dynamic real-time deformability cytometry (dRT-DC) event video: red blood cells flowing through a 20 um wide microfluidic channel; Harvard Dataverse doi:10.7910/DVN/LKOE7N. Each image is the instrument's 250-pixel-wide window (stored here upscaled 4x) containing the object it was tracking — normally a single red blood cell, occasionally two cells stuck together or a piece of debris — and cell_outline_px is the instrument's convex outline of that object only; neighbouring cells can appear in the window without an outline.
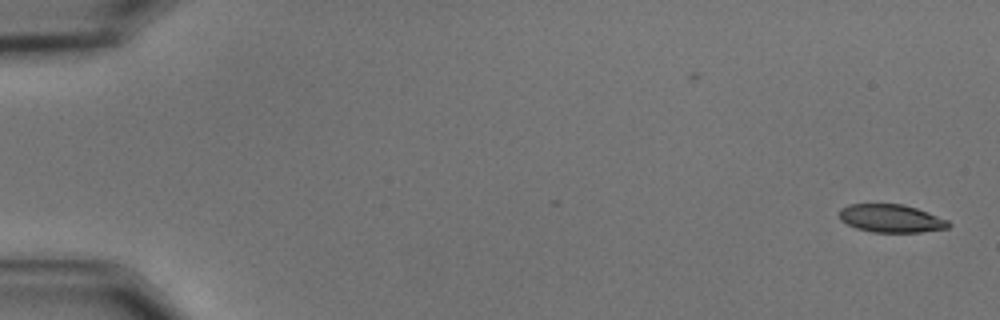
{"species": "common noctule bat (a hibernating species)", "species_latin": "Nyctalus noctula", "temperature_condition": "cold", "stored_images_in_passage": 57, "camera_frame_rate_fps": 3000, "um_per_image_px": 0.085, "animal": {"sex": "male", "body_mass_g": 15.6}, "frame": {"image": 1, "passage_image": 1, "time_ms": 0.0, "image_size_px": [1000, 320], "cell_outline_px": [[952, 224], [948, 228], [920, 232], [872, 232], [856, 228], [840, 220], [840, 208], [848, 204], [904, 204], [928, 212], [948, 220]], "centroid_in_image_um": [75.75, 18.56], "position_along_channel_um": 9.3, "area_um2": 17.86}}
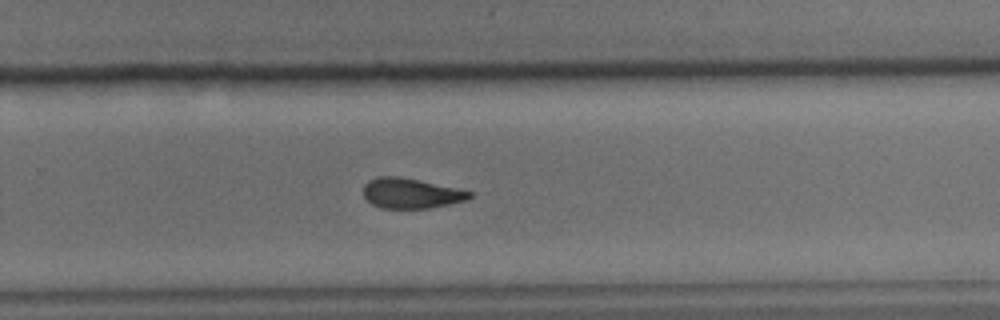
{"frame": {"image": 2, "passage_image": 38, "time_ms": 12.333, "image_size_px": [1000, 320], "cell_outline_px": [[472, 196], [468, 200], [428, 208], [380, 208], [372, 204], [364, 196], [364, 184], [368, 180], [380, 176], [400, 176], [420, 180], [456, 188], [472, 192]], "centroid_in_image_um": [34.92, 16.42], "position_along_channel_um": 294.9, "area_um2": 18.61}}
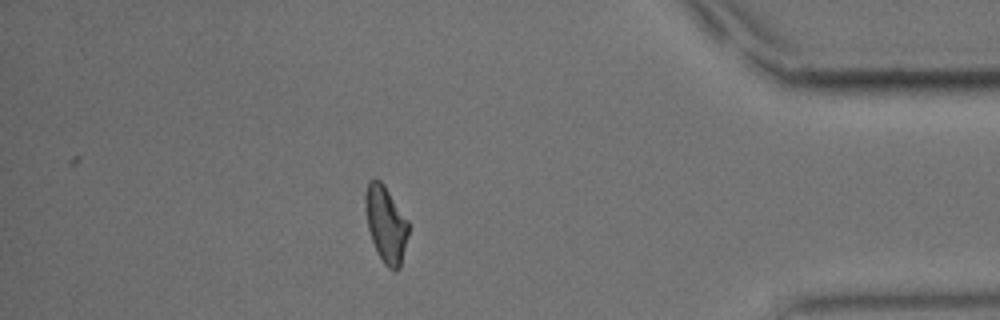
{"frame": {"image": 3, "passage_image": 50, "time_ms": 16.333, "image_size_px": [1000, 320], "cell_outline_px": [[408, 236], [400, 268], [396, 272], [388, 268], [384, 264], [372, 240], [368, 228], [364, 204], [364, 196], [368, 180], [380, 180], [384, 184], [408, 220]], "centroid_in_image_um": [32.8, 19.05], "position_along_channel_um": 402.4, "area_um2": 19.19}, "authors_computed_cell_mechanics": {"area_um2": 19.7098, "velocity_mm_per_s": 3.5322, "shape_relaxation_time_tau1_ms": 8.3345, "shape_relaxation_time_tau2_ms": 4.515, "deformation_change_tau1": 0.1905, "deformation_change_tau2": 0.1243}}